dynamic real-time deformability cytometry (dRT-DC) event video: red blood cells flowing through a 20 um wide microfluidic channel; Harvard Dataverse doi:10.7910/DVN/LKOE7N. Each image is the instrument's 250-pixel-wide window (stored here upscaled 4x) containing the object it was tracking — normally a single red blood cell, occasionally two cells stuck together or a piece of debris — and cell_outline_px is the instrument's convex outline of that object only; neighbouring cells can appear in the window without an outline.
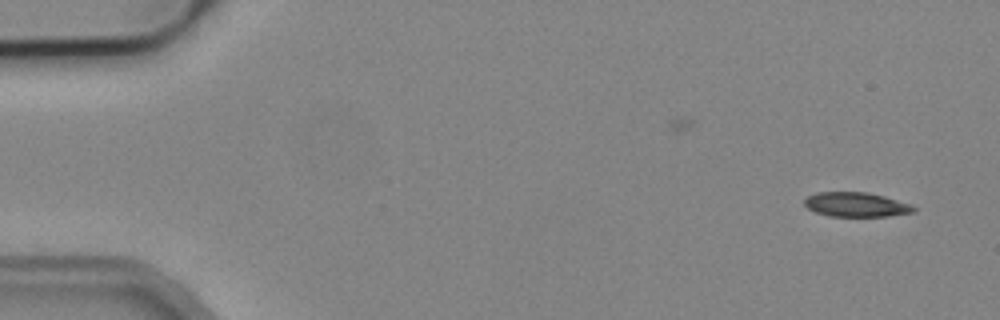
{"species": "common noctule bat (a hibernating species)", "species_latin": "Nyctalus noctula", "temperature_condition": "cold", "stored_images_in_passage": 3, "camera_frame_rate_fps": 3000, "um_per_image_px": 0.085, "animal": {"sex": "male", "body_mass_g": 19.2, "forearm_length_mm": 51.8}, "frame": {"image": 1, "passage_image": 3, "time_ms": 2.333, "image_size_px": [1000, 320], "cell_outline_px": [[916, 212], [888, 216], [832, 216], [816, 212], [808, 208], [804, 204], [804, 200], [808, 196], [816, 192], [868, 192], [884, 196], [912, 204], [916, 208]], "centroid_in_image_um": [72.81, 17.38], "position_along_channel_um": 12.2, "area_um2": 15.61}}